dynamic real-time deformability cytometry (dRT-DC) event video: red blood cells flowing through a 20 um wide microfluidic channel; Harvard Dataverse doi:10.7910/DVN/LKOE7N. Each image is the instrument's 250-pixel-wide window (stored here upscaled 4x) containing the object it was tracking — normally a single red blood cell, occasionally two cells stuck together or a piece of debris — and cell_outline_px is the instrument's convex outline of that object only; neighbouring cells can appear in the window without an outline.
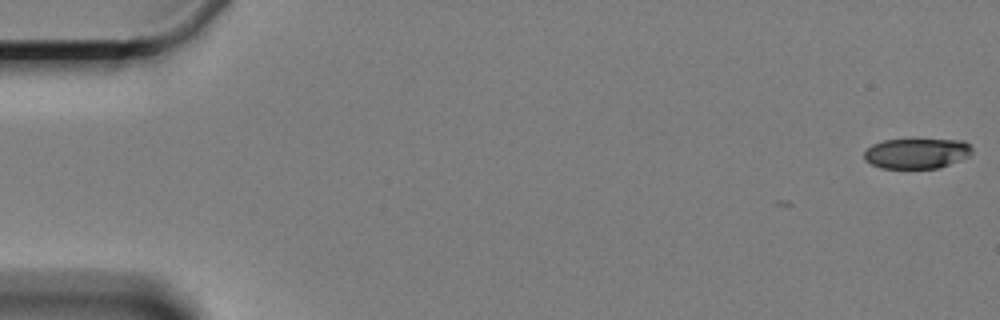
{"species": "Egyptian fruit bat (a non-hibernating species)", "species_latin": "Rousettus aegyptiacus", "temperature_condition": "cold", "stored_images_in_passage": 4, "camera_frame_rate_fps": 3000, "um_per_image_px": 0.085, "animal": {"sex": "female"}, "frame": {"image": 1, "passage_image": 1, "time_ms": 0.0, "image_size_px": [1000, 320], "cell_outline_px": [[972, 152], [968, 156], [948, 164], [936, 168], [880, 168], [864, 160], [864, 152], [872, 144], [884, 140], [964, 140], [972, 148]], "centroid_in_image_um": [77.88, 13.04], "position_along_channel_um": 7.1, "area_um2": 18.79}}